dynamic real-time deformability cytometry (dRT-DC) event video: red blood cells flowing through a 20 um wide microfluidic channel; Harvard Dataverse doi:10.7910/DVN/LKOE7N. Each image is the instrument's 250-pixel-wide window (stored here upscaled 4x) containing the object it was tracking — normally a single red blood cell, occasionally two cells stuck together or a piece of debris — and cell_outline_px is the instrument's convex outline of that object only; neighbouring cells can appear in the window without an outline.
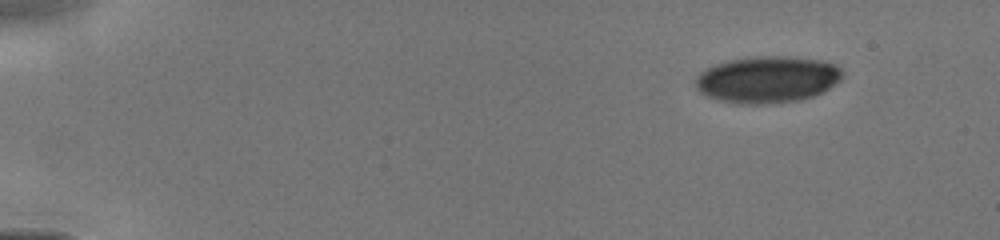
{"species": "human", "species_latin": "Homo sapiens", "temperature_condition": "cold", "stored_images_in_passage": 34, "camera_frame_rate_fps": 3000, "um_per_image_px": 0.085, "donor": {"sex": "male"}, "frame": {"image": 1, "passage_image": 1, "time_ms": 0.0, "image_size_px": [1000, 240], "cell_outline_px": [[844, 76], [840, 80], [824, 92], [800, 100], [760, 104], [736, 104], [720, 100], [708, 96], [700, 92], [696, 88], [696, 76], [700, 72], [716, 64], [728, 60], [756, 56], [784, 56], [820, 60], [836, 64], [840, 68]], "centroid_in_image_um": [65.24, 6.75], "position_along_channel_um": 19.8, "area_um2": 40.0}}
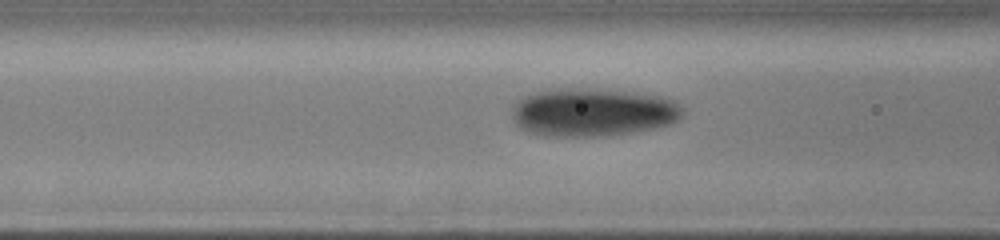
{"frame": {"image": 2, "passage_image": 30, "time_ms": 5.0, "image_size_px": [1000, 240], "cell_outline_px": [[684, 112], [672, 124], [632, 132], [600, 136], [544, 136], [528, 132], [520, 128], [512, 120], [512, 104], [516, 100], [524, 96], [548, 88], [592, 88], [628, 92], [660, 96], [672, 100], [684, 108]], "centroid_in_image_um": [50.31, 9.53], "position_along_channel_um": 116.3, "area_um2": 48.21}}
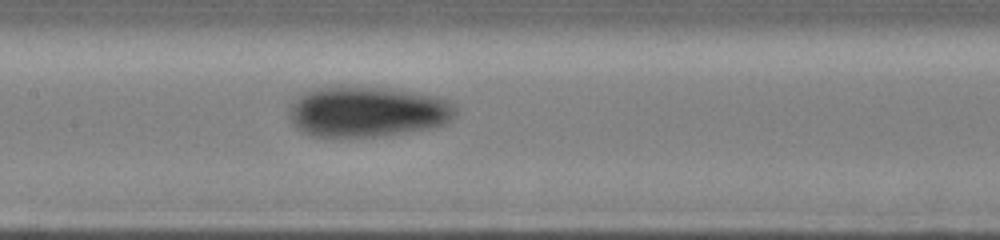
{"frame": {"image": 3, "passage_image": 34, "time_ms": 6.333, "image_size_px": [1000, 240], "cell_outline_px": [[456, 116], [452, 120], [444, 124], [432, 128], [408, 132], [380, 136], [312, 136], [304, 132], [292, 124], [288, 116], [288, 104], [296, 96], [312, 88], [340, 84], [344, 84], [388, 88], [420, 92], [452, 100], [456, 108]], "centroid_in_image_um": [31.21, 9.44], "position_along_channel_um": 176.2, "area_um2": 50.58}}